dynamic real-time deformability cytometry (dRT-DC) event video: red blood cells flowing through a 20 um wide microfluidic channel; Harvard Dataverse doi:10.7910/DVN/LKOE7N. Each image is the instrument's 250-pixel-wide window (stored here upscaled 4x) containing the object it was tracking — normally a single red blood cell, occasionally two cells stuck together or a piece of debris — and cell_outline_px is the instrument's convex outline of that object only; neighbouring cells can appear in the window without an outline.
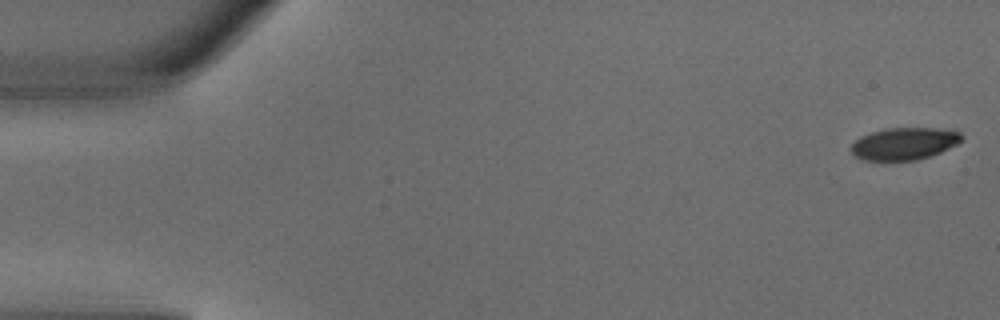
{"species": "common noctule bat (a hibernating species)", "species_latin": "Nyctalus noctula", "temperature_condition": "warm", "stored_images_in_passage": 6, "camera_frame_rate_fps": 3000, "um_per_image_px": 0.085, "animal": {"sex": "male", "body_mass_g": 18.8}, "frame": {"image": 1, "passage_image": 1, "time_ms": 0.0, "image_size_px": [1000, 320], "cell_outline_px": [[964, 140], [940, 152], [916, 160], [864, 160], [856, 156], [848, 148], [860, 136], [884, 128], [936, 128], [960, 132], [964, 136]], "centroid_in_image_um": [76.85, 12.2], "position_along_channel_um": 8.1, "area_um2": 20.69}}
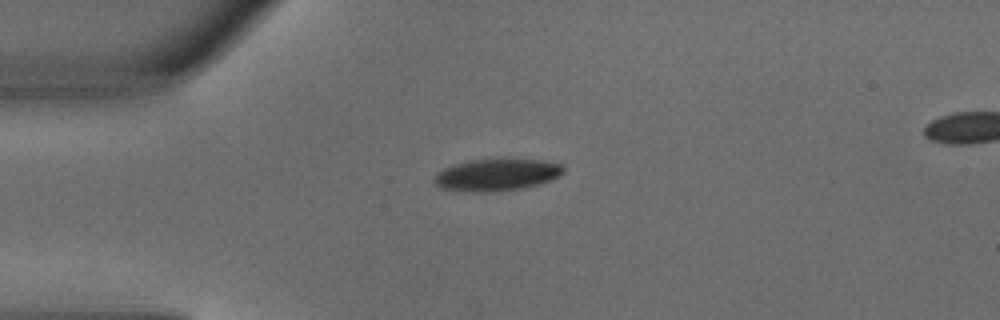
{"frame": {"image": 2, "passage_image": 4, "time_ms": 1.0, "image_size_px": [1000, 320], "cell_outline_px": [[564, 172], [552, 180], [540, 184], [524, 188], [484, 192], [476, 192], [440, 188], [436, 184], [436, 172], [444, 168], [468, 160], [540, 160], [560, 164], [564, 168]], "centroid_in_image_um": [42.24, 14.87], "position_along_channel_um": 42.8, "area_um2": 23.64}}
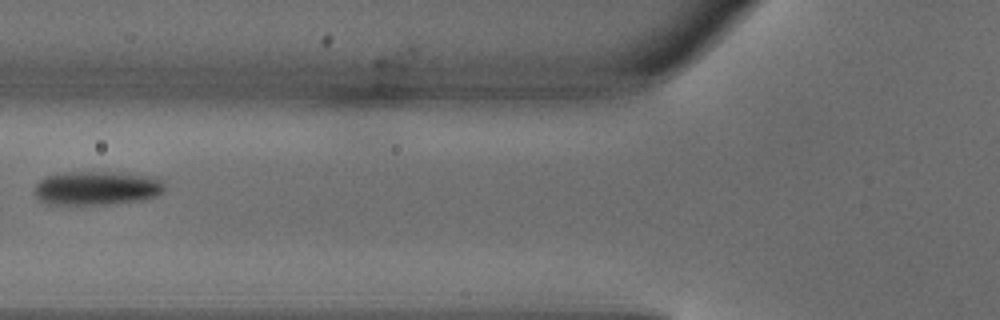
{"frame": {"image": 3, "passage_image": 6, "time_ms": 1.667, "image_size_px": [1000, 320], "cell_outline_px": [[164, 192], [156, 196], [144, 200], [112, 204], [48, 204], [40, 200], [36, 196], [36, 184], [40, 180], [48, 176], [64, 172], [108, 172], [160, 176], [164, 180]], "centroid_in_image_um": [8.32, 15.98], "position_along_channel_um": 117.5, "area_um2": 25.95}}